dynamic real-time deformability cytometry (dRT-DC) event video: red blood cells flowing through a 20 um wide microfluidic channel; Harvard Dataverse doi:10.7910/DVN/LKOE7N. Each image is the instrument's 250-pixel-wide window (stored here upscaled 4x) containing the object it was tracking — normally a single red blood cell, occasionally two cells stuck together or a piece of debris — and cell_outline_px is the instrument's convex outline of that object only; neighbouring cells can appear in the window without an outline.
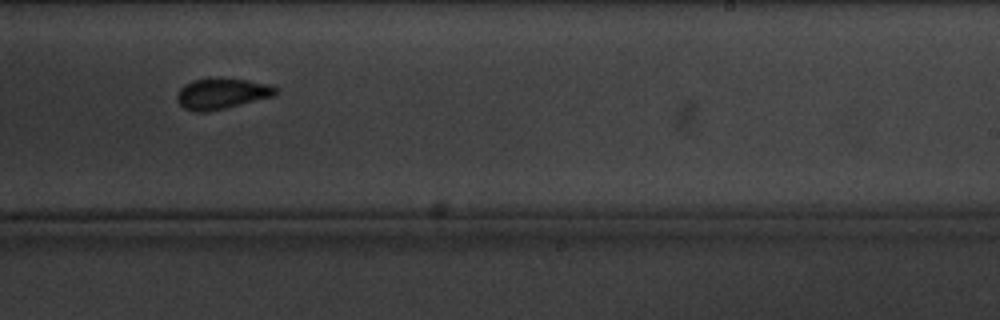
{"species": "common noctule bat (a hibernating species)", "species_latin": "Nyctalus noctula", "temperature_condition": "cold", "stored_images_in_passage": 8, "camera_frame_rate_fps": 3000, "um_per_image_px": 0.085, "animal": {"sex": "male", "body_mass_g": 20.1, "forearm_length_mm": 53.5}, "frame": {"image": 1, "passage_image": 7, "time_ms": 7.0, "image_size_px": [1000, 320], "cell_outline_px": [[276, 96], [208, 112], [196, 112], [184, 108], [176, 100], [176, 96], [180, 88], [184, 84], [192, 80], [208, 76], [224, 76], [248, 80], [268, 84], [276, 88]], "centroid_in_image_um": [18.82, 7.92], "position_along_channel_um": 270.2, "area_um2": 18.32}}